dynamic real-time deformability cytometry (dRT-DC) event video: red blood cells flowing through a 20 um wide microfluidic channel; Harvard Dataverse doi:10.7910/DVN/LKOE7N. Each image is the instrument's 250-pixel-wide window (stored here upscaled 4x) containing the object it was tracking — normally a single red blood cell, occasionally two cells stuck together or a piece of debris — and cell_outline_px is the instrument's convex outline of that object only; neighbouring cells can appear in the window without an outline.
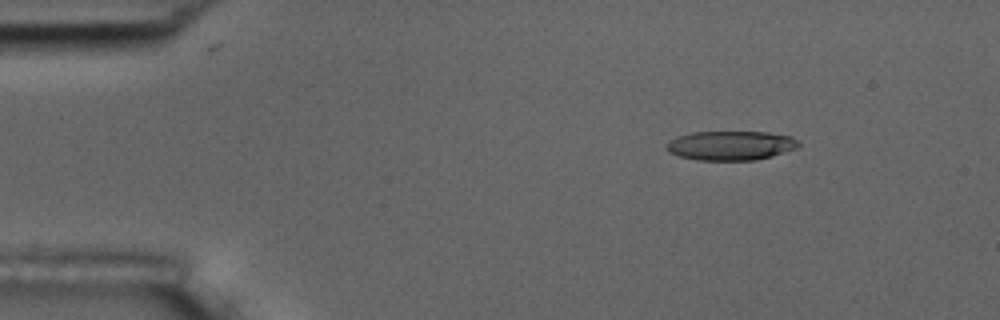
{"species": "common noctule bat (a hibernating species)", "species_latin": "Nyctalus noctula", "temperature_condition": "room temperature", "stored_images_in_passage": 10, "camera_frame_rate_fps": 3000, "um_per_image_px": 0.085, "animal": {"sex": "male", "body_mass_g": 17.5, "forearm_length_mm": 52.3}, "frame": {"image": 1, "passage_image": 2, "time_ms": 1.333, "image_size_px": [1000, 320], "cell_outline_px": [[800, 144], [796, 148], [772, 156], [756, 160], [696, 160], [680, 156], [668, 152], [664, 144], [668, 140], [676, 136], [692, 132], [768, 132], [792, 136]], "centroid_in_image_um": [62.06, 12.36], "position_along_channel_um": 22.9, "area_um2": 22.72}}
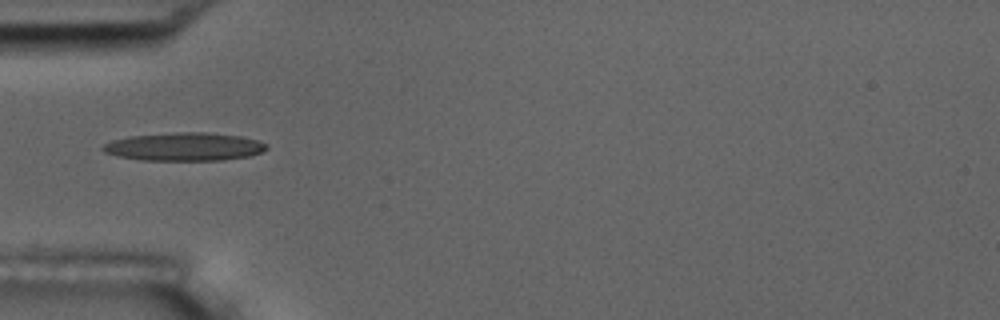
{"frame": {"image": 2, "passage_image": 5, "time_ms": 4.667, "image_size_px": [1000, 320], "cell_outline_px": [[268, 148], [260, 152], [248, 156], [224, 160], [140, 160], [120, 156], [104, 152], [100, 148], [104, 144], [112, 140], [128, 136], [176, 132], [208, 132], [240, 136], [260, 140], [268, 144]], "centroid_in_image_um": [15.68, 12.46], "position_along_channel_um": 69.3, "area_um2": 26.99}}
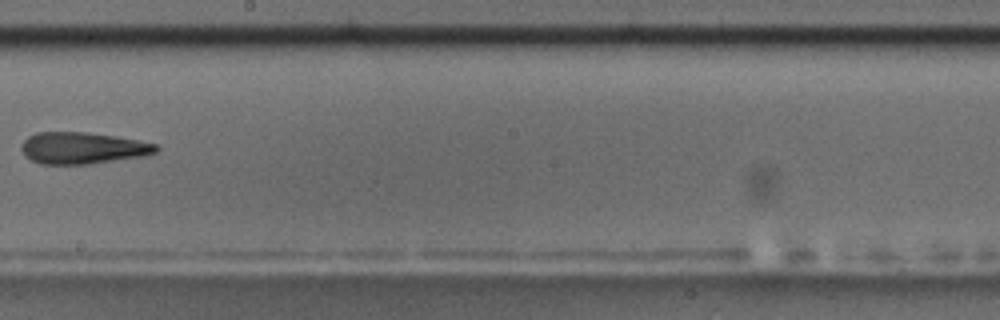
{"frame": {"image": 3, "passage_image": 9, "time_ms": 9.333, "image_size_px": [1000, 320], "cell_outline_px": [[160, 148], [156, 152], [140, 156], [88, 164], [40, 164], [24, 156], [20, 148], [20, 144], [28, 136], [36, 132], [84, 132], [112, 136], [136, 140], [156, 144]], "centroid_in_image_um": [6.94, 12.58], "position_along_channel_um": 241.3, "area_um2": 24.62}}